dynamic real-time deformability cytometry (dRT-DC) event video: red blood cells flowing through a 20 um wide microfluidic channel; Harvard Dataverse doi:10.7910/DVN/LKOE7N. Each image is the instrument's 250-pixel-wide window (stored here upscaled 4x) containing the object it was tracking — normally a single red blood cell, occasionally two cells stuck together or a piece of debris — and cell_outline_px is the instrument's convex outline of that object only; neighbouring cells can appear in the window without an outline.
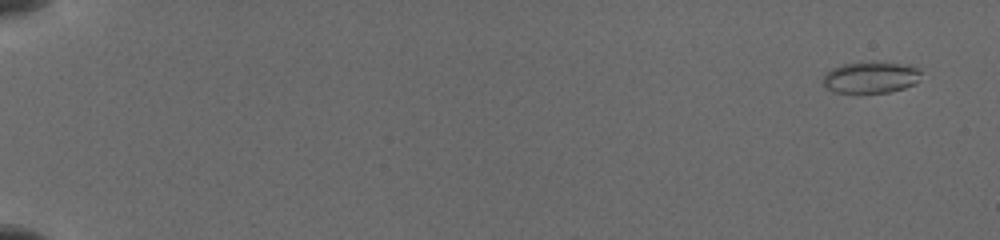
{"species": "common noctule bat (a hibernating species)", "species_latin": "Nyctalus noctula", "temperature_condition": "cold", "stored_images_in_passage": 30, "camera_frame_rate_fps": 3000, "um_per_image_px": 0.085, "animal": {"sex": "female", "body_mass_g": 19.5, "forearm_length_mm": 54.1}, "frame": {"image": 1, "passage_image": 1, "time_ms": 0.0, "image_size_px": [1000, 240], "cell_outline_px": [[920, 72], [916, 80], [912, 84], [904, 88], [888, 92], [832, 92], [824, 84], [824, 72], [832, 68], [844, 64], [860, 60], [908, 64], [920, 68]], "centroid_in_image_um": [73.98, 6.53], "position_along_channel_um": 11.0, "area_um2": 18.09}}
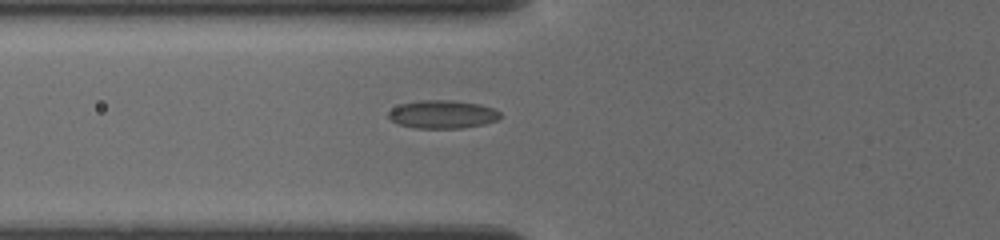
{"frame": {"image": 2, "passage_image": 25, "time_ms": 6.667, "image_size_px": [1000, 240], "cell_outline_px": [[500, 116], [496, 120], [484, 124], [460, 128], [416, 128], [400, 124], [392, 120], [388, 116], [388, 112], [392, 108], [400, 104], [420, 100], [452, 100], [480, 104], [492, 108], [500, 112]], "centroid_in_image_um": [37.6, 9.71], "position_along_channel_um": 88.2, "area_um2": 18.21}}
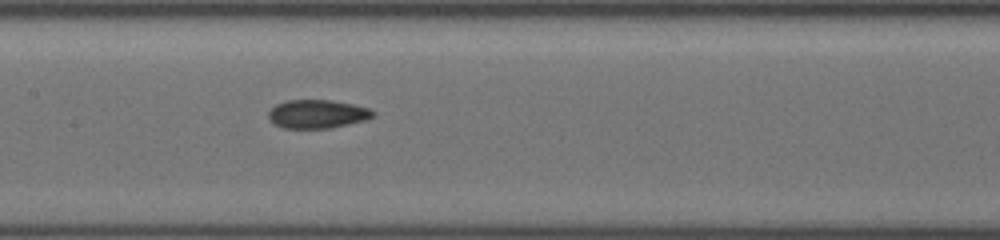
{"frame": {"image": 3, "passage_image": 30, "time_ms": 9.0, "image_size_px": [1000, 240], "cell_outline_px": [[372, 116], [364, 120], [328, 128], [284, 128], [268, 120], [268, 112], [276, 104], [288, 100], [328, 100], [352, 104], [368, 108], [372, 112]], "centroid_in_image_um": [26.89, 9.68], "position_along_channel_um": 180.5, "area_um2": 16.99}}